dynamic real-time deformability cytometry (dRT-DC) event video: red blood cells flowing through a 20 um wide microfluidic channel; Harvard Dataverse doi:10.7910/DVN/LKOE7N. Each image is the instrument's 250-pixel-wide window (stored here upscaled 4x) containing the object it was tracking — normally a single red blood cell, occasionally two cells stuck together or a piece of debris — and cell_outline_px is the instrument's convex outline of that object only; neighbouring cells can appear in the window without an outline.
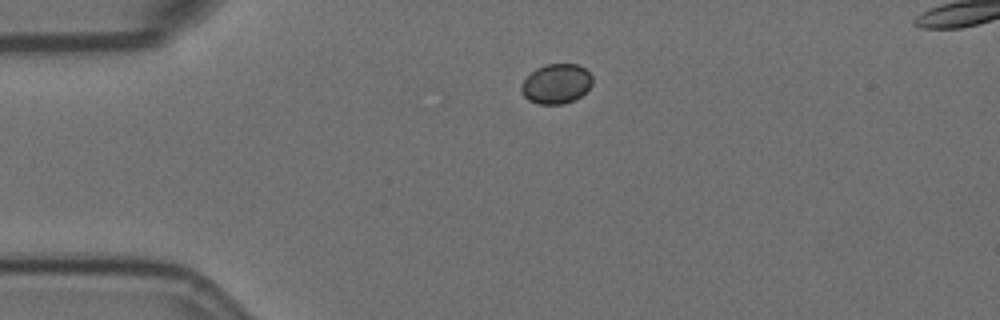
{"species": "Egyptian fruit bat (a non-hibernating species)", "species_latin": "Rousettus aegyptiacus", "temperature_condition": "room temperature", "stored_images_in_passage": 46, "segment_of_instrument_passage": [1, 2], "camera_frame_rate_fps": 3000, "um_per_image_px": 0.085, "animal": {"sex": "female"}, "frame": {"image": 1, "passage_image": 1, "time_ms": 0.0, "image_size_px": [1000, 320], "cell_outline_px": [[592, 84], [580, 96], [572, 100], [560, 104], [540, 104], [528, 100], [524, 96], [520, 88], [520, 84], [536, 68], [544, 64], [576, 64], [584, 68], [592, 76]], "centroid_in_image_um": [47.26, 7.11], "position_along_channel_um": 37.7, "area_um2": 16.3}}
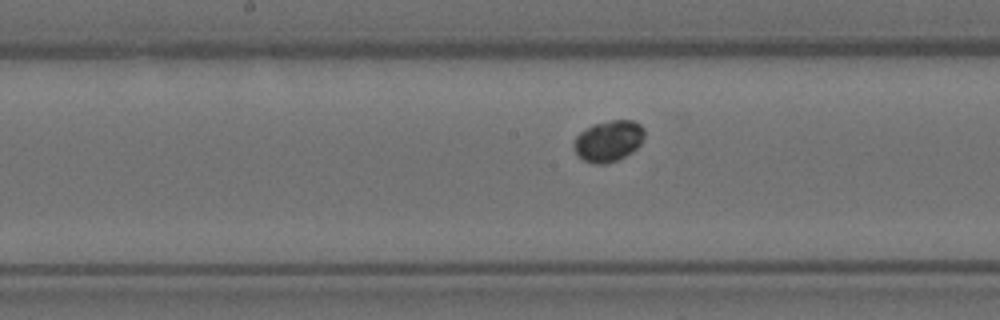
{"frame": {"image": 2, "passage_image": 17, "time_ms": 5.333, "image_size_px": [1000, 320], "cell_outline_px": [[644, 136], [640, 144], [632, 152], [616, 160], [604, 164], [592, 164], [576, 156], [572, 148], [572, 144], [576, 136], [580, 132], [592, 124], [612, 120], [632, 120], [640, 124], [644, 128]], "centroid_in_image_um": [51.67, 11.98], "position_along_channel_um": 196.5, "area_um2": 17.11}}
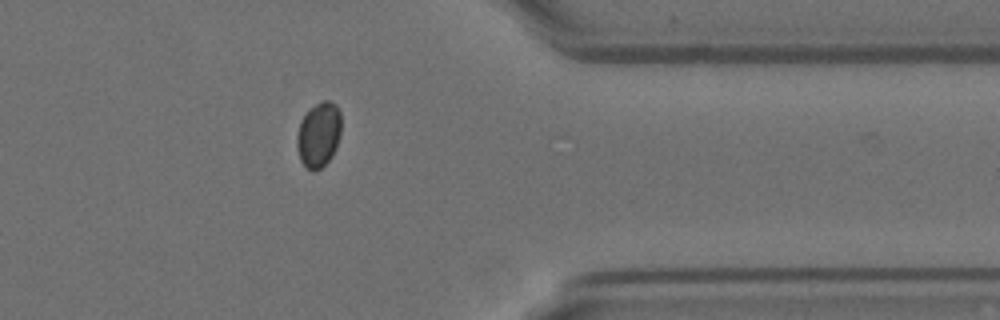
{"frame": {"image": 3, "passage_image": 34, "time_ms": 11.0, "image_size_px": [1000, 320], "cell_outline_px": [[340, 132], [336, 148], [332, 156], [320, 168], [312, 172], [300, 160], [296, 144], [296, 136], [300, 120], [320, 100], [332, 100], [336, 104], [340, 112]], "centroid_in_image_um": [27.08, 11.43], "position_along_channel_um": 384.3, "area_um2": 16.76}}